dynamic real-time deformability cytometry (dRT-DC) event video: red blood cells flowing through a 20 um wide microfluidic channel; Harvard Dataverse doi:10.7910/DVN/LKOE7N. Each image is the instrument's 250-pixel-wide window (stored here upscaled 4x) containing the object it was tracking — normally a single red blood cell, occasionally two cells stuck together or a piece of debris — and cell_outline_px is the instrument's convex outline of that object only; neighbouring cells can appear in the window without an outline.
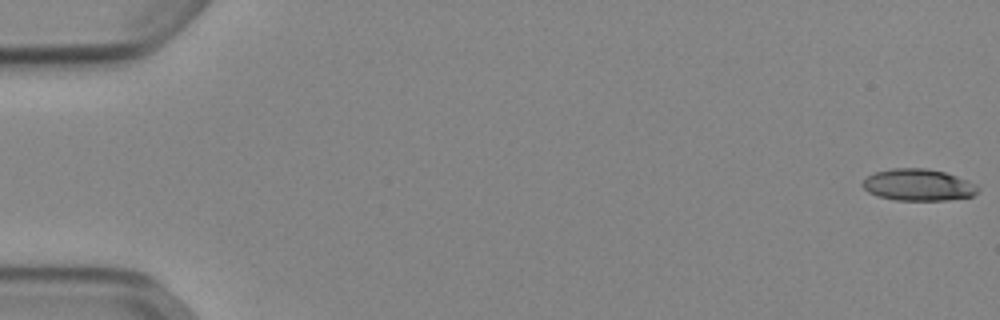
{"species": "Egyptian fruit bat (a non-hibernating species)", "species_latin": "Rousettus aegyptiacus", "temperature_condition": "cold", "stored_images_in_passage": 53, "camera_frame_rate_fps": 3000, "um_per_image_px": 0.085, "animal": {"sex": "female"}, "frame": {"image": 1, "passage_image": 1, "time_ms": 0.0, "image_size_px": [1000, 320], "cell_outline_px": [[980, 188], [972, 196], [944, 200], [896, 200], [876, 196], [868, 192], [860, 184], [872, 172], [892, 168], [924, 168], [944, 172], [968, 180], [976, 184]], "centroid_in_image_um": [78.01, 15.71], "position_along_channel_um": 7.0, "area_um2": 21.39}}
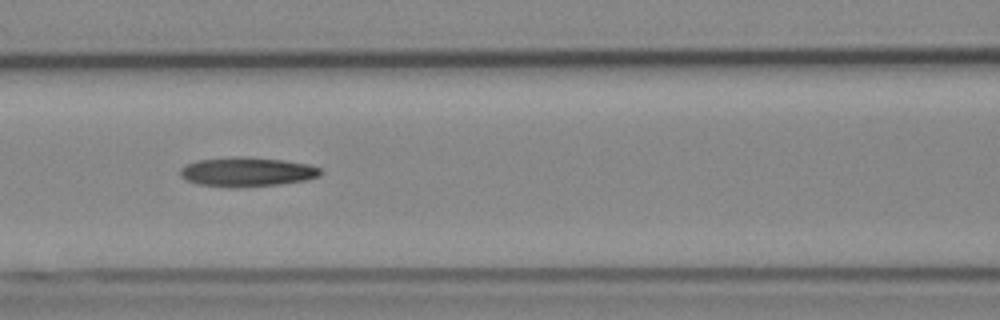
{"frame": {"image": 2, "passage_image": 24, "time_ms": 7.667, "image_size_px": [1000, 320], "cell_outline_px": [[320, 176], [304, 180], [280, 184], [236, 188], [196, 184], [180, 176], [180, 168], [196, 160], [232, 156], [244, 156], [284, 160], [308, 164], [320, 168]], "centroid_in_image_um": [20.96, 14.6], "position_along_channel_um": 145.6, "area_um2": 24.1}}
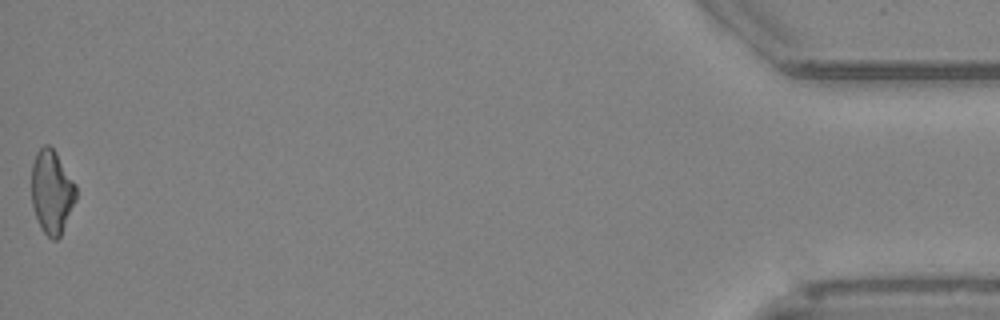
{"frame": {"image": 3, "passage_image": 53, "time_ms": 17.333, "image_size_px": [1000, 320], "cell_outline_px": [[76, 200], [60, 236], [56, 240], [52, 240], [44, 232], [36, 216], [32, 204], [32, 164], [36, 152], [44, 144], [48, 144], [56, 152], [76, 184]], "centroid_in_image_um": [4.41, 16.28], "position_along_channel_um": 430.8, "area_um2": 21.56}, "authors_computed_cell_mechanics": {"area_um2": 22.5998, "velocity_mm_per_s": 3.8977, "shape_relaxation_time_tau1_ms": 8.5664, "shape_relaxation_time_tau2_ms": null, "deformation_change_tau1": 0.2252, "deformation_change_tau2": null}}